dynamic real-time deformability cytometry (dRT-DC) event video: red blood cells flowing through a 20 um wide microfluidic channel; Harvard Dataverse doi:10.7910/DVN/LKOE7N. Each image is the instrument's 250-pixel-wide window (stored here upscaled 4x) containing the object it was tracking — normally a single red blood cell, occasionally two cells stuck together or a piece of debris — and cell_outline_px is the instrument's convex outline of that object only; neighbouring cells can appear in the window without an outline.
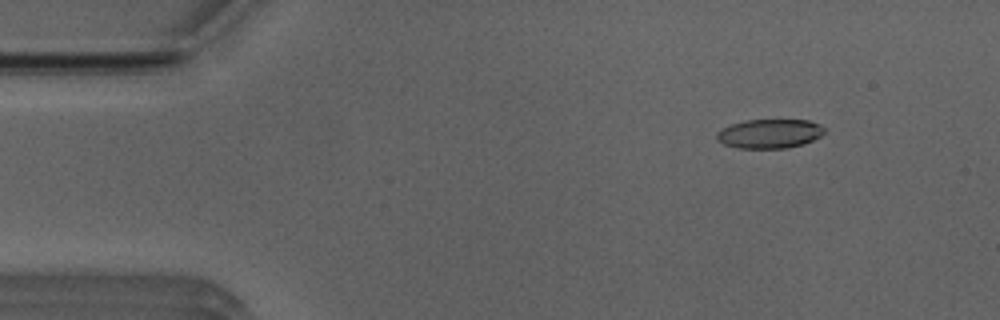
{"species": "Egyptian fruit bat (a non-hibernating species)", "species_latin": "Rousettus aegyptiacus", "temperature_condition": "room temperature", "stored_images_in_passage": 13, "camera_frame_rate_fps": 3000, "um_per_image_px": 0.085, "animal": {"sex": "male"}, "frame": {"image": 1, "passage_image": 6, "time_ms": 1.667, "image_size_px": [1000, 320], "cell_outline_px": [[824, 132], [820, 136], [804, 144], [784, 148], [740, 148], [724, 144], [716, 140], [716, 132], [732, 124], [744, 120], [808, 120], [820, 124], [824, 128]], "centroid_in_image_um": [65.41, 11.36], "position_along_channel_um": 19.6, "area_um2": 18.21}}